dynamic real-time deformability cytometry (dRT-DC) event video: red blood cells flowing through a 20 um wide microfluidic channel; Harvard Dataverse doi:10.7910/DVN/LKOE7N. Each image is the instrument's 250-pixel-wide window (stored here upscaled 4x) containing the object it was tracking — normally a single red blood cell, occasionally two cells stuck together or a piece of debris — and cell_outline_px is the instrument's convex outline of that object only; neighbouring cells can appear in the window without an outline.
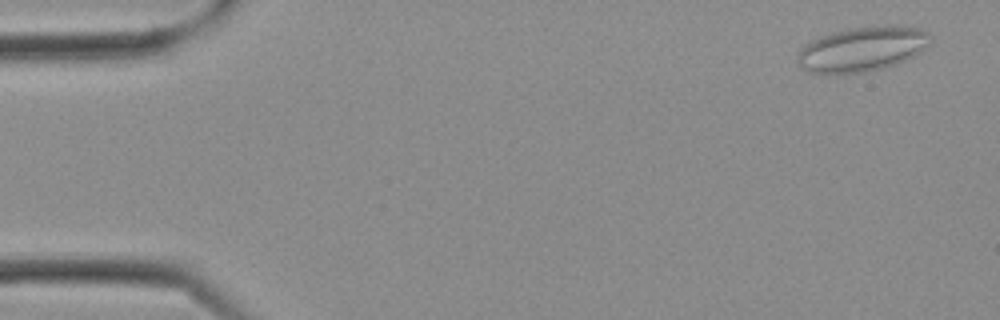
{"species": "Egyptian fruit bat (a non-hibernating species)", "species_latin": "Rousettus aegyptiacus", "temperature_condition": "cold", "stored_images_in_passage": 29, "camera_frame_rate_fps": 3000, "um_per_image_px": 0.085, "frame": {"image": 1, "passage_image": 2, "time_ms": 0.333, "image_size_px": [1000, 320], "cell_outline_px": [[932, 40], [920, 52], [896, 64], [884, 68], [864, 72], [836, 76], [808, 72], [796, 60], [796, 56], [800, 48], [804, 44], [820, 36], [836, 32], [856, 28], [888, 24], [896, 24], [920, 28], [928, 32], [932, 36]], "centroid_in_image_um": [73.28, 4.19], "position_along_channel_um": 11.7, "area_um2": 35.2}}
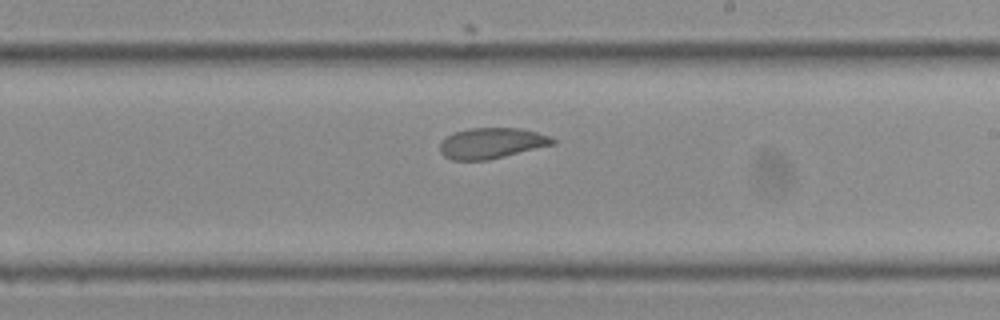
{"frame": {"image": 2, "passage_image": 17, "time_ms": 5.333, "image_size_px": [1000, 320], "cell_outline_px": [[556, 144], [488, 160], [452, 160], [444, 156], [440, 152], [440, 144], [448, 136], [456, 132], [468, 128], [520, 128], [552, 136], [556, 140]], "centroid_in_image_um": [41.83, 12.17], "position_along_channel_um": 247.2, "area_um2": 20.17}}
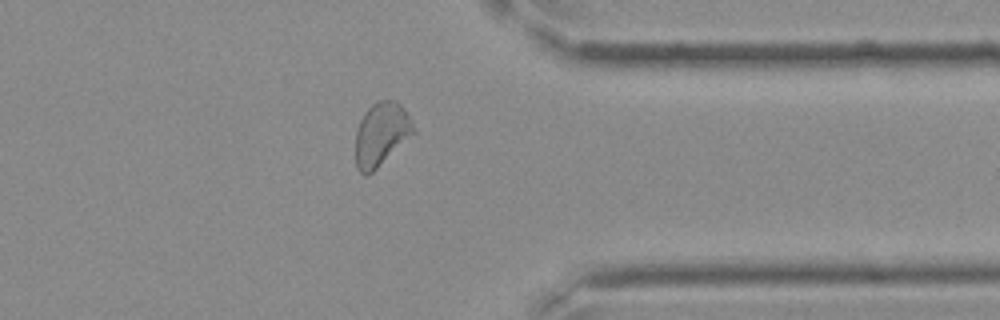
{"frame": {"image": 3, "passage_image": 23, "time_ms": 7.333, "image_size_px": [1000, 320], "cell_outline_px": [[416, 132], [368, 176], [364, 176], [356, 168], [356, 128], [364, 112], [376, 100], [392, 100], [400, 104], [412, 120]], "centroid_in_image_um": [32.39, 11.41], "position_along_channel_um": 379.0, "area_um2": 21.5}}